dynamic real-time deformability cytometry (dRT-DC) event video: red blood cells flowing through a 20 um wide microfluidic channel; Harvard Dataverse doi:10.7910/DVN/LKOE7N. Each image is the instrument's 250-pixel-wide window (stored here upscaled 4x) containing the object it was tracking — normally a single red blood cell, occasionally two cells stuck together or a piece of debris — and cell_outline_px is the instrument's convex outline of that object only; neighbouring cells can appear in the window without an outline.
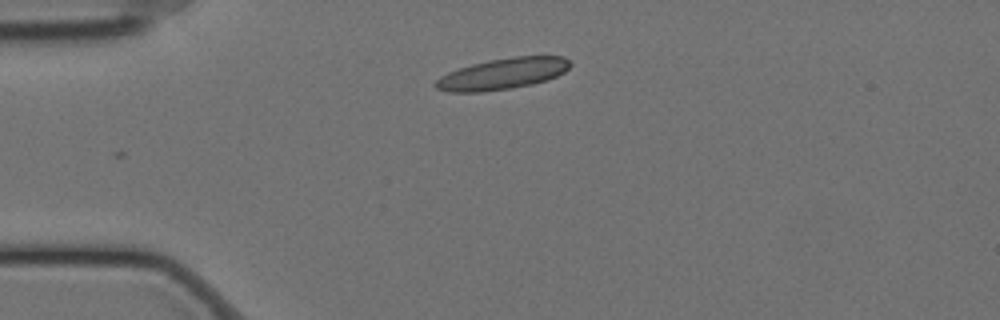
{"species": "Egyptian fruit bat (a non-hibernating species)", "species_latin": "Rousettus aegyptiacus", "temperature_condition": "cold", "stored_images_in_passage": 7, "camera_frame_rate_fps": 3000, "um_per_image_px": 0.085, "animal": {"sex": "female"}, "frame": {"image": 1, "passage_image": 1, "time_ms": 0.0, "image_size_px": [1000, 320], "cell_outline_px": [[572, 64], [564, 72], [548, 80], [532, 84], [512, 88], [480, 92], [448, 92], [436, 88], [432, 84], [440, 76], [448, 72], [472, 64], [488, 60], [516, 56], [564, 56]], "centroid_in_image_um": [42.71, 6.27], "position_along_channel_um": 42.3, "area_um2": 24.51}}
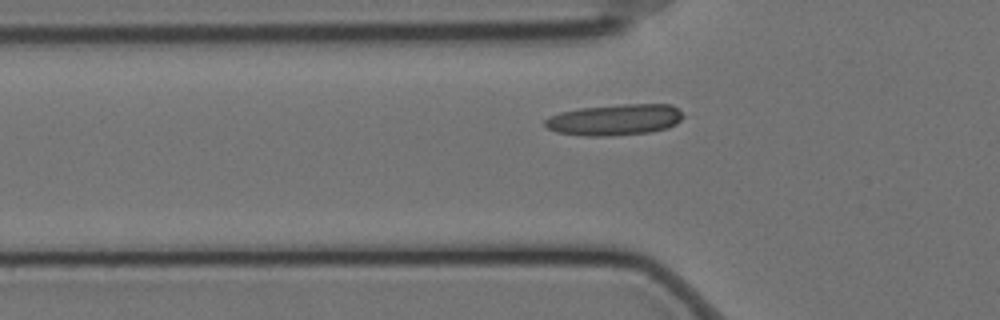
{"frame": {"image": 2, "passage_image": 6, "time_ms": 1.667, "image_size_px": [1000, 320], "cell_outline_px": [[684, 116], [676, 124], [668, 128], [648, 132], [608, 136], [584, 136], [556, 132], [548, 128], [544, 124], [544, 120], [548, 116], [560, 112], [580, 108], [624, 104], [672, 104]], "centroid_in_image_um": [52.23, 10.18], "position_along_channel_um": 73.6, "area_um2": 25.09}}